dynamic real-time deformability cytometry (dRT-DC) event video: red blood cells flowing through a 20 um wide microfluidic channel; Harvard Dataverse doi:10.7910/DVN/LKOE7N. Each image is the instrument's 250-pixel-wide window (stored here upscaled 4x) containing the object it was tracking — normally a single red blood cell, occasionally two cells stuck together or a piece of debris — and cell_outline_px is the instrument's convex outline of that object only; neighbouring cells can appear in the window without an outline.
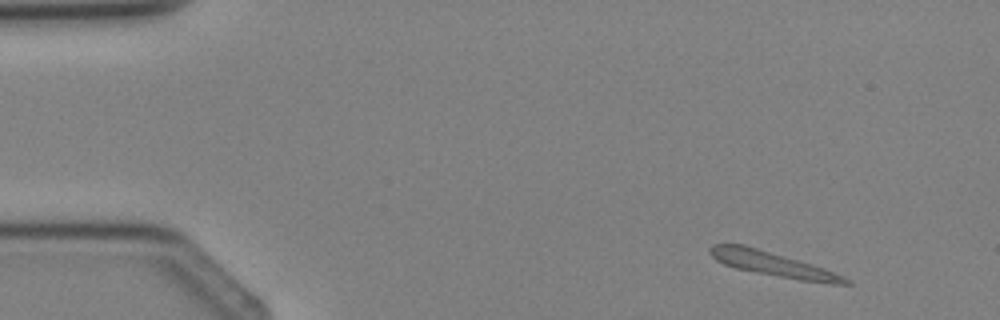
{"species": "Egyptian fruit bat (a non-hibernating species)", "species_latin": "Rousettus aegyptiacus", "temperature_condition": "cold", "stored_images_in_passage": 3, "camera_frame_rate_fps": 3000, "um_per_image_px": 0.085, "animal": {"sex": "female"}, "frame": {"image": 1, "passage_image": 1, "time_ms": 0.0, "image_size_px": [1000, 320], "cell_outline_px": [[852, 284], [832, 284], [800, 280], [756, 272], [736, 268], [724, 264], [716, 260], [708, 252], [708, 248], [712, 244], [744, 244], [812, 264], [824, 268], [844, 276], [852, 280]], "centroid_in_image_um": [65.71, 22.44], "position_along_channel_um": 19.3, "area_um2": 19.25}}